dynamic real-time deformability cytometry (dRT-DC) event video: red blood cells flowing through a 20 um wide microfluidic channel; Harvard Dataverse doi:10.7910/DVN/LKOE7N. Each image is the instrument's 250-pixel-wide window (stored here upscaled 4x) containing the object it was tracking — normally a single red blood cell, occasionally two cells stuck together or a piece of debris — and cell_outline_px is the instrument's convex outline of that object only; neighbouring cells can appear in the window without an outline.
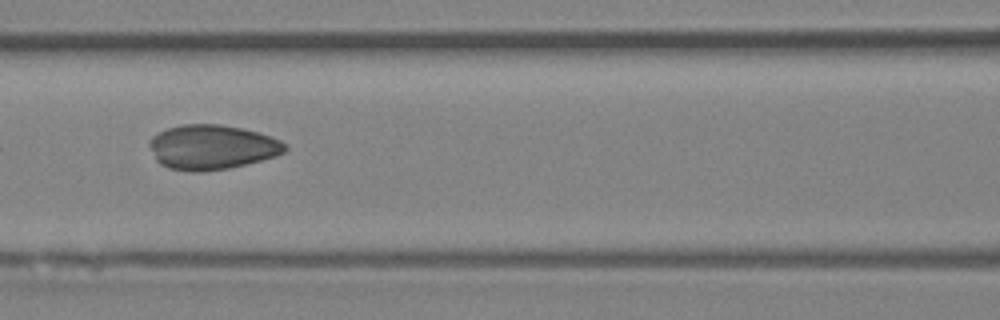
{"species": "Egyptian fruit bat (a non-hibernating species)", "species_latin": "Rousettus aegyptiacus", "temperature_condition": "room temperature", "stored_images_in_passage": 6, "camera_frame_rate_fps": 3000, "um_per_image_px": 0.085, "animal": {"sex": "female"}, "frame": {"image": 1, "passage_image": 6, "time_ms": 6.0, "image_size_px": [1000, 320], "cell_outline_px": [[288, 148], [284, 152], [276, 156], [228, 168], [196, 172], [192, 172], [168, 168], [160, 164], [156, 160], [148, 144], [148, 140], [152, 136], [168, 128], [180, 124], [220, 124], [240, 128], [256, 132], [280, 140], [288, 144]], "centroid_in_image_um": [17.99, 12.5], "position_along_channel_um": 148.6, "area_um2": 35.2}}